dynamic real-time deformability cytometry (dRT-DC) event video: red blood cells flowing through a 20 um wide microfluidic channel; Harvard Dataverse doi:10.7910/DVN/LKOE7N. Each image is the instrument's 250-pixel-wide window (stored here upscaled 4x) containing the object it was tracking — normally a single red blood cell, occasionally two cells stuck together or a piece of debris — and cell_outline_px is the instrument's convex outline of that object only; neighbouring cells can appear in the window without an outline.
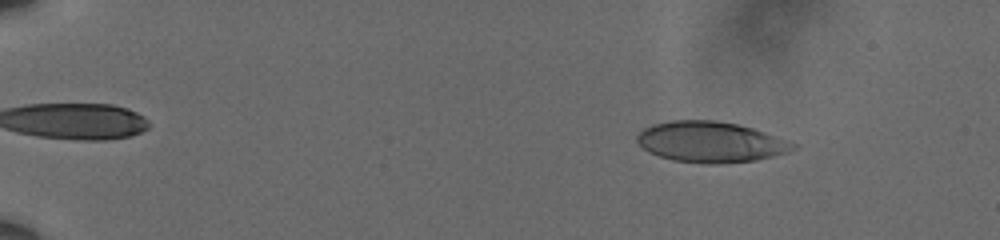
{"species": "human", "species_latin": "Homo sapiens", "temperature_condition": "cold", "stored_images_in_passage": 36, "camera_frame_rate_fps": 3000, "um_per_image_px": 0.085, "donor": {"sex": "male"}, "frame": {"image": 1, "passage_image": 3, "time_ms": 0.667, "image_size_px": [1000, 240], "cell_outline_px": [[800, 148], [788, 152], [756, 160], [716, 164], [704, 164], [672, 160], [648, 152], [636, 140], [636, 136], [644, 128], [652, 124], [668, 120], [716, 120], [736, 124], [752, 128], [764, 132], [796, 144]], "centroid_in_image_um": [60.38, 12.07], "position_along_channel_um": 24.6, "area_um2": 37.05}}
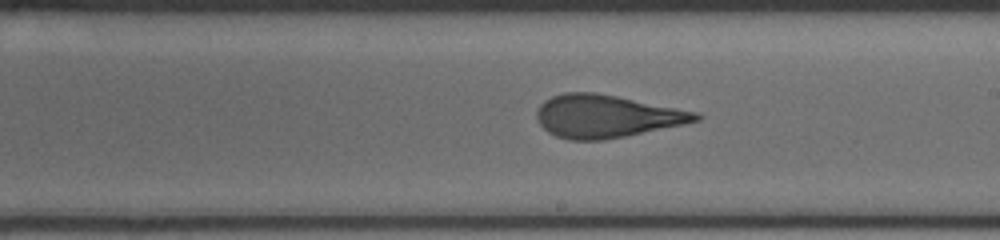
{"frame": {"image": 2, "passage_image": 15, "time_ms": 4.667, "image_size_px": [1000, 240], "cell_outline_px": [[704, 116], [700, 120], [684, 124], [624, 136], [600, 140], [568, 140], [556, 136], [548, 132], [536, 120], [536, 112], [540, 104], [544, 100], [552, 96], [564, 92], [596, 92], [700, 112]], "centroid_in_image_um": [51.54, 9.87], "position_along_channel_um": 237.5, "area_um2": 39.71}}
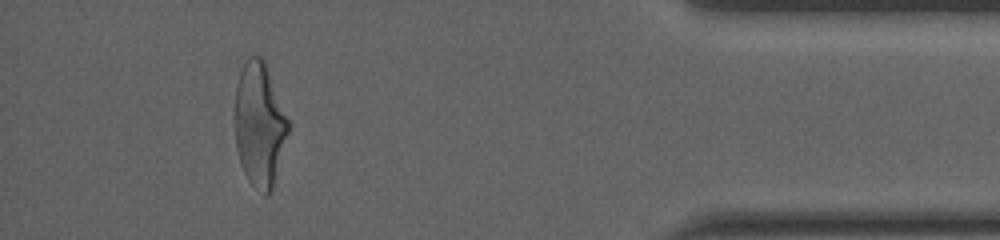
{"frame": {"image": 3, "passage_image": 32, "time_ms": 10.333, "image_size_px": [1000, 240], "cell_outline_px": [[292, 124], [272, 188], [268, 196], [264, 196], [248, 180], [244, 172], [236, 148], [236, 84], [240, 72], [248, 56], [260, 56], [264, 60], [268, 68]], "centroid_in_image_um": [22.1, 10.57], "position_along_channel_um": 413.1, "area_um2": 38.84}, "authors_computed_cell_mechanics": {"area_um2": 39.0728, "velocity_mm_per_s": 3.6247, "shape_relaxation_time_tau1_ms": 1.7715, "shape_relaxation_time_tau2_ms": null, "deformation_change_tau1": 0.1405, "deformation_change_tau2": null}}